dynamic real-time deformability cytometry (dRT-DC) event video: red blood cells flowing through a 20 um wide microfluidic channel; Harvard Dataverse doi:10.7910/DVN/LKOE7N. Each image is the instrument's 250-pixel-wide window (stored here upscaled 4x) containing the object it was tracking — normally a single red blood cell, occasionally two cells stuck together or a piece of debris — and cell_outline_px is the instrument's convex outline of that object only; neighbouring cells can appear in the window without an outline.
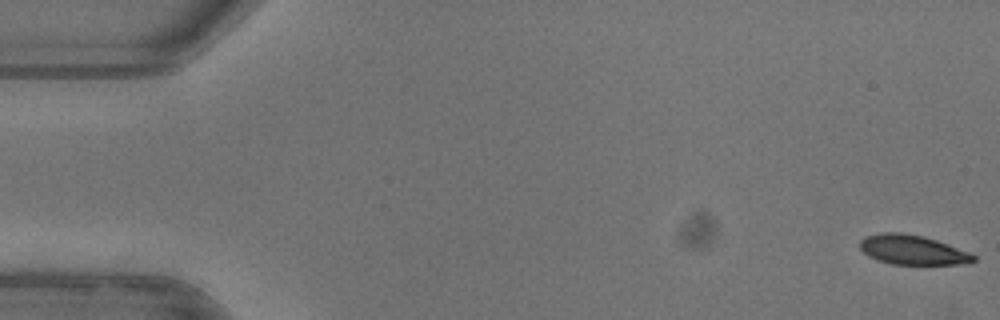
{"species": "common noctule bat (a hibernating species)", "species_latin": "Nyctalus noctula", "temperature_condition": "warm", "stored_images_in_passage": 52, "camera_frame_rate_fps": 3000, "um_per_image_px": 0.085, "animal": {"sex": "female"}, "frame": {"image": 1, "passage_image": 1, "time_ms": 0.0, "image_size_px": [1000, 320], "cell_outline_px": [[976, 260], [972, 264], [892, 264], [876, 260], [868, 256], [860, 248], [860, 240], [864, 236], [880, 232], [900, 232], [924, 236], [948, 244], [968, 252], [976, 256]], "centroid_in_image_um": [77.56, 21.23], "position_along_channel_um": 7.4, "area_um2": 19.77}}
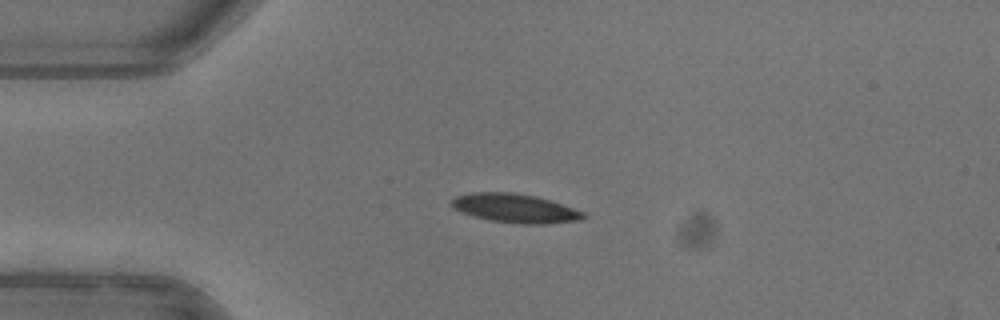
{"frame": {"image": 2, "passage_image": 13, "time_ms": 4.0, "image_size_px": [1000, 320], "cell_outline_px": [[588, 216], [580, 220], [544, 224], [520, 224], [488, 220], [472, 216], [452, 208], [452, 200], [456, 196], [472, 192], [512, 192], [536, 196], [584, 212]], "centroid_in_image_um": [43.76, 17.71], "position_along_channel_um": 41.2, "area_um2": 22.14}}
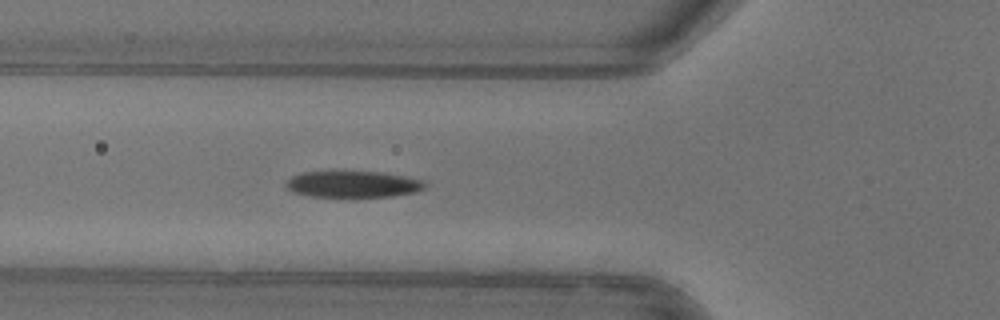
{"frame": {"image": 3, "passage_image": 19, "time_ms": 6.0, "image_size_px": [1000, 320], "cell_outline_px": [[428, 184], [424, 188], [416, 192], [392, 196], [308, 196], [292, 192], [284, 184], [292, 176], [304, 172], [380, 172], [404, 176], [424, 180]], "centroid_in_image_um": [30.02, 15.66], "position_along_channel_um": 95.8, "area_um2": 21.15}, "authors_computed_cell_mechanics": {"area_um2": 21.9062, "velocity_mm_per_s": 3.9728, "shape_relaxation_time_tau1_ms": 2.8888, "shape_relaxation_time_tau2_ms": 1.2259, "deformation_change_tau1": 0.1697, "deformation_change_tau2": 0.0528}}